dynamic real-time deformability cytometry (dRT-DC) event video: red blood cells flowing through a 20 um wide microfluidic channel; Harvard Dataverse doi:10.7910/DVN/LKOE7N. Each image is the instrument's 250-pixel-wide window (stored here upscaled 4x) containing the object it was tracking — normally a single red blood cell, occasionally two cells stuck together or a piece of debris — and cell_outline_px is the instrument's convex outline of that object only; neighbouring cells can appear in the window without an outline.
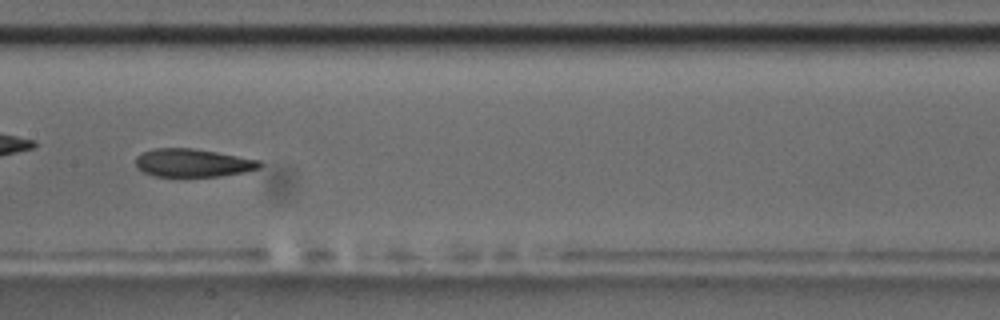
{"species": "common noctule bat (a hibernating species)", "species_latin": "Nyctalus noctula", "temperature_condition": "room temperature", "stored_images_in_passage": 10, "camera_frame_rate_fps": 3000, "um_per_image_px": 0.085, "animal": {"sex": "male", "body_mass_g": 17.5, "forearm_length_mm": 52.3}, "frame": {"image": 1, "passage_image": 9, "time_ms": 9.0, "image_size_px": [1000, 320], "cell_outline_px": [[264, 164], [260, 168], [244, 172], [220, 176], [156, 176], [144, 172], [136, 168], [136, 156], [144, 152], [156, 148], [192, 148], [216, 152], [260, 160]], "centroid_in_image_um": [16.41, 13.84], "position_along_channel_um": 191.0, "area_um2": 20.23}}